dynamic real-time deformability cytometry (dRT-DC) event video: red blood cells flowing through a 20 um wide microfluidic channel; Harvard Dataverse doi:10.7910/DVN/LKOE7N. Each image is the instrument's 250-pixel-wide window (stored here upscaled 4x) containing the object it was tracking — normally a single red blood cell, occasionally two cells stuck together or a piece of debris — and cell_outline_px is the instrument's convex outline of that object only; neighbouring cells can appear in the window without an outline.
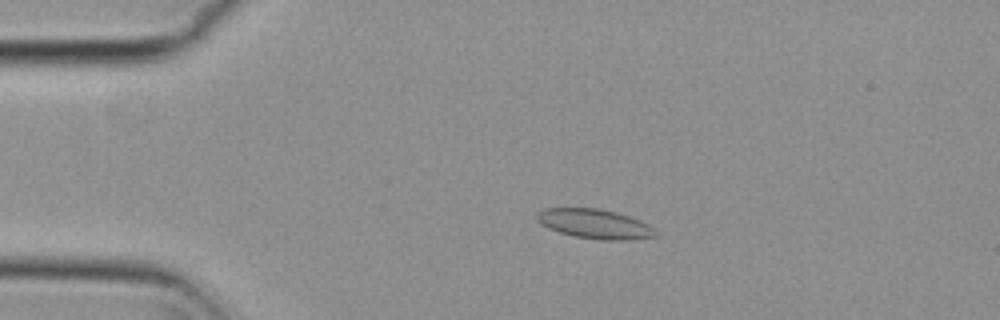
{"species": "common noctule bat (a hibernating species)", "species_latin": "Nyctalus noctula", "temperature_condition": "cold", "stored_images_in_passage": 55, "camera_frame_rate_fps": 3000, "um_per_image_px": 0.085, "animal": {"sex": "female", "body_mass_g": 29.2, "forearm_length_mm": 56.3}, "frame": {"image": 1, "passage_image": 12, "time_ms": 3.667, "image_size_px": [1000, 320], "cell_outline_px": [[660, 232], [656, 236], [632, 240], [600, 240], [576, 236], [560, 232], [548, 228], [540, 224], [536, 220], [536, 212], [544, 208], [596, 208], [616, 212], [640, 220], [648, 224]], "centroid_in_image_um": [50.57, 19.03], "position_along_channel_um": 34.4, "area_um2": 20.58}}
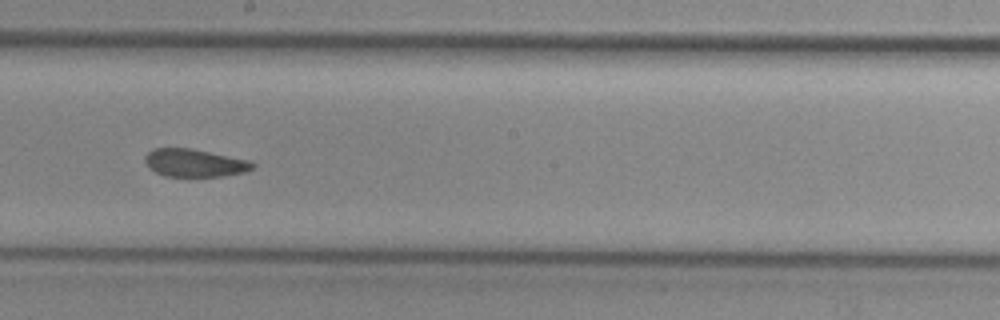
{"frame": {"image": 2, "passage_image": 31, "time_ms": 10.0, "image_size_px": [1000, 320], "cell_outline_px": [[256, 164], [252, 168], [244, 172], [224, 176], [164, 176], [148, 168], [144, 160], [144, 156], [148, 152], [156, 148], [192, 148], [248, 160]], "centroid_in_image_um": [16.51, 13.84], "position_along_channel_um": 231.7, "area_um2": 17.4}}
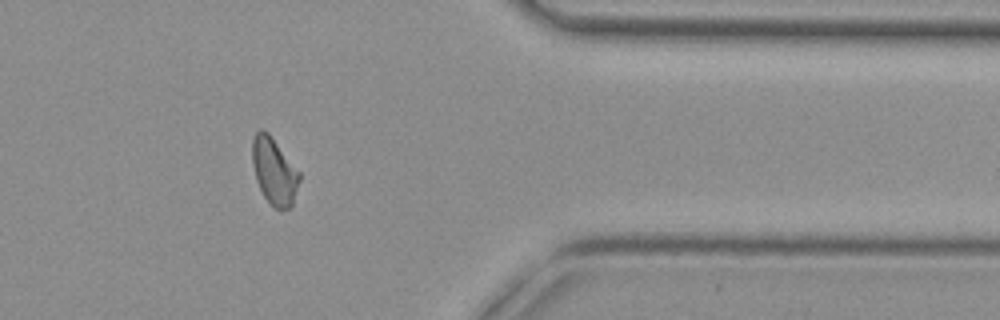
{"frame": {"image": 3, "passage_image": 45, "time_ms": 14.667, "image_size_px": [1000, 320], "cell_outline_px": [[300, 180], [292, 204], [288, 208], [276, 208], [264, 196], [256, 180], [252, 164], [252, 140], [256, 132], [260, 128], [268, 132], [300, 172]], "centroid_in_image_um": [23.29, 14.51], "position_along_channel_um": 388.1, "area_um2": 18.09}, "authors_computed_cell_mechanics": {"area_um2": 18.6116, "velocity_mm_per_s": 3.7777, "shape_relaxation_time_tau1_ms": 9.7918, "shape_relaxation_time_tau2_ms": 1.9827, "deformation_change_tau1": 0.135, "deformation_change_tau2": 0.057}}